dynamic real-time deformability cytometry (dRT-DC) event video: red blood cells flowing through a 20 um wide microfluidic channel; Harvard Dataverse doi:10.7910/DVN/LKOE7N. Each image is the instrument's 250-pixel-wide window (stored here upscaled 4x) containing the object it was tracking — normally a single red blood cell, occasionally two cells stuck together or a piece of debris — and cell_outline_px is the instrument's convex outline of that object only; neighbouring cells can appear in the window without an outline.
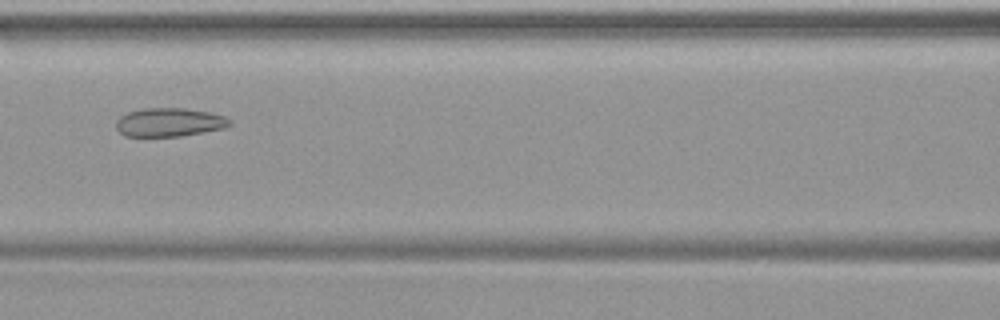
{"species": "common noctule bat (a hibernating species)", "species_latin": "Nyctalus noctula", "temperature_condition": "warm", "stored_images_in_passage": 49, "camera_frame_rate_fps": 3000, "um_per_image_px": 0.085, "animal": {"sex": "female", "body_mass_g": 19.9}, "frame": {"image": 1, "passage_image": 22, "time_ms": 7.0, "image_size_px": [1000, 320], "cell_outline_px": [[232, 124], [224, 128], [204, 132], [180, 136], [124, 136], [116, 128], [116, 120], [120, 116], [128, 112], [144, 108], [184, 108], [208, 112], [224, 116], [232, 120]], "centroid_in_image_um": [14.39, 10.39], "position_along_channel_um": 152.2, "area_um2": 18.96}}
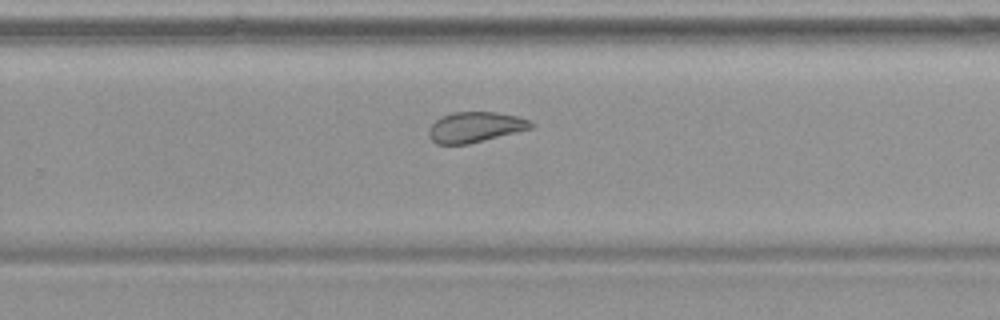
{"frame": {"image": 2, "passage_image": 32, "time_ms": 10.333, "image_size_px": [1000, 320], "cell_outline_px": [[536, 124], [532, 128], [468, 144], [436, 144], [428, 136], [428, 128], [440, 116], [456, 112], [496, 112], [516, 116], [532, 120]], "centroid_in_image_um": [40.39, 10.8], "position_along_channel_um": 289.4, "area_um2": 18.15}}
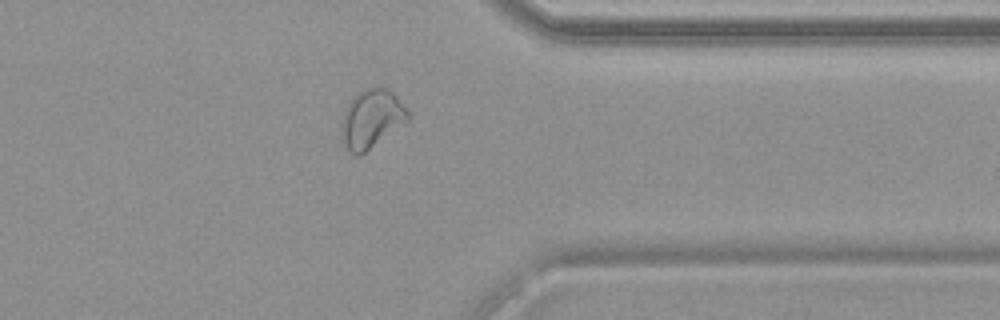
{"frame": {"image": 3, "passage_image": 39, "time_ms": 12.667, "image_size_px": [1000, 320], "cell_outline_px": [[408, 120], [360, 156], [356, 156], [344, 144], [344, 108], [352, 96], [356, 92], [368, 88], [388, 88], [408, 108]], "centroid_in_image_um": [31.61, 10.06], "position_along_channel_um": 379.8, "area_um2": 22.08}}